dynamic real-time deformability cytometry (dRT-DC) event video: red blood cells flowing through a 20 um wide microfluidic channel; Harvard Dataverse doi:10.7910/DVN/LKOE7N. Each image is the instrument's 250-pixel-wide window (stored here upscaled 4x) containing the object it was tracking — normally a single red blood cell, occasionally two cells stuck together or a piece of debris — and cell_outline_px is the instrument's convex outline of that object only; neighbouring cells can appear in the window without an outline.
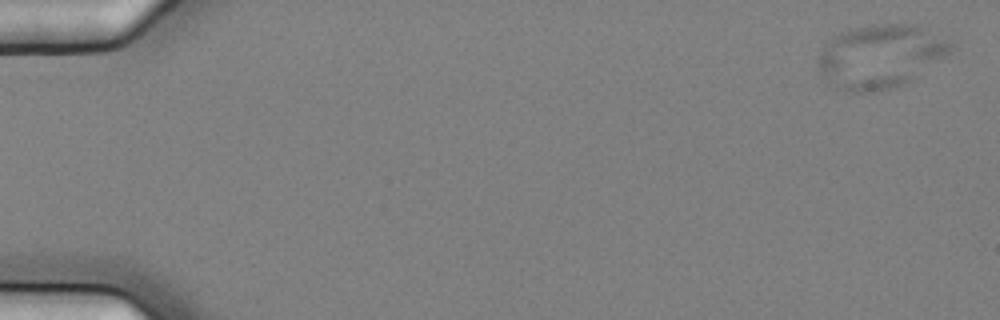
{"species": "common noctule bat (a hibernating species)", "species_latin": "Nyctalus noctula", "temperature_condition": "cold", "stored_images_in_passage": 6, "camera_frame_rate_fps": 3000, "um_per_image_px": 0.085, "animal": {"sex": "female", "body_mass_g": 25.1}, "frame": {"image": 1, "passage_image": 1, "time_ms": 0.0, "image_size_px": [1000, 320], "cell_outline_px": [[956, 48], [908, 84], [892, 88], [864, 92], [852, 92], [832, 88], [816, 72], [816, 60], [820, 52], [832, 36], [848, 28], [872, 24], [916, 24], [924, 28], [952, 44]], "centroid_in_image_um": [74.75, 4.81], "position_along_channel_um": 10.3, "area_um2": 49.88}}
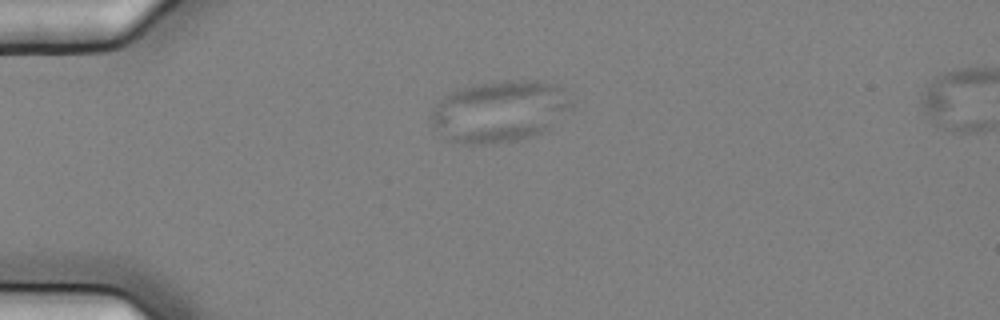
{"frame": {"image": 2, "passage_image": 4, "time_ms": 1.0, "image_size_px": [1000, 320], "cell_outline_px": [[572, 104], [548, 128], [536, 136], [520, 140], [492, 144], [464, 144], [444, 140], [440, 136], [432, 124], [428, 116], [432, 108], [448, 92], [460, 88], [476, 84], [504, 80], [536, 80], [556, 84], [564, 88]], "centroid_in_image_um": [42.39, 9.47], "position_along_channel_um": 42.6, "area_um2": 50.86}}
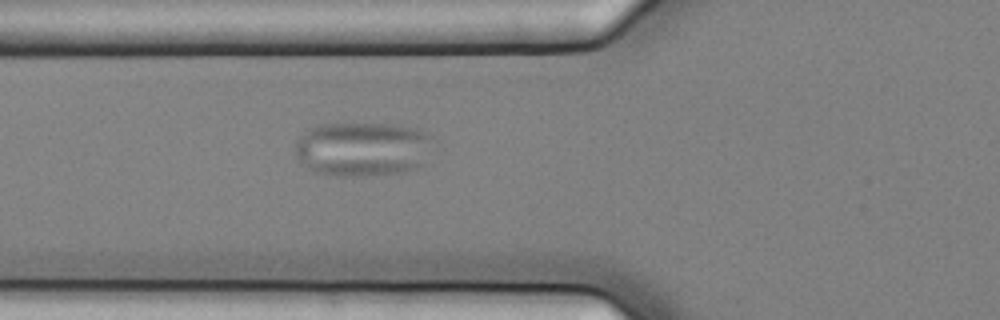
{"frame": {"image": 3, "passage_image": 6, "time_ms": 1.667, "image_size_px": [1000, 320], "cell_outline_px": [[428, 136], [420, 164], [400, 172], [368, 176], [336, 176], [316, 172], [308, 168], [296, 156], [296, 144], [300, 136], [316, 124], [388, 124], [420, 128]], "centroid_in_image_um": [30.68, 12.66], "position_along_channel_um": 95.1, "area_um2": 42.54}}